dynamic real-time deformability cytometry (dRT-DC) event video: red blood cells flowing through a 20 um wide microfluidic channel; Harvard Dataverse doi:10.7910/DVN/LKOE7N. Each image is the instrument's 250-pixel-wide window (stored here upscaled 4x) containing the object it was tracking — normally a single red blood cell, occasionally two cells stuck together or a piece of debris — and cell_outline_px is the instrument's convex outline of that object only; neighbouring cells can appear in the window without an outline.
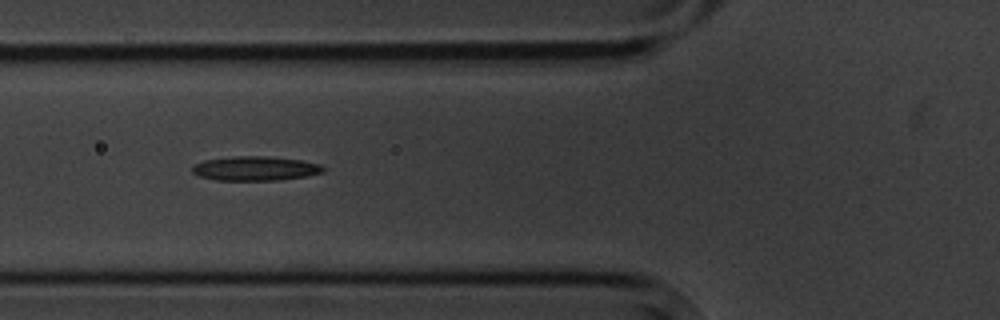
{"species": "common noctule bat (a hibernating species)", "species_latin": "Nyctalus noctula", "temperature_condition": "cold", "stored_images_in_passage": 9, "camera_frame_rate_fps": 3000, "um_per_image_px": 0.085, "animal": {"sex": "male", "body_mass_g": 20.1, "forearm_length_mm": 53.5}, "frame": {"image": 1, "passage_image": 6, "time_ms": 6.0, "image_size_px": [1000, 320], "cell_outline_px": [[324, 172], [304, 176], [280, 180], [216, 180], [200, 176], [192, 172], [192, 168], [196, 164], [204, 160], [232, 156], [268, 156], [300, 160], [320, 164], [324, 168]], "centroid_in_image_um": [21.69, 14.31], "position_along_channel_um": 104.1, "area_um2": 18.44}}
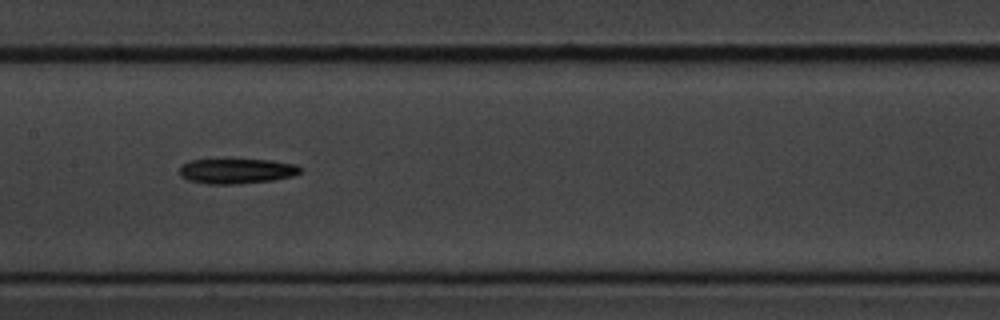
{"frame": {"image": 2, "passage_image": 8, "time_ms": 8.333, "image_size_px": [1000, 320], "cell_outline_px": [[304, 168], [300, 172], [292, 176], [272, 180], [236, 184], [208, 184], [188, 180], [180, 176], [180, 168], [184, 164], [192, 160], [272, 160], [296, 164]], "centroid_in_image_um": [20.15, 14.54], "position_along_channel_um": 187.2, "area_um2": 17.51}}
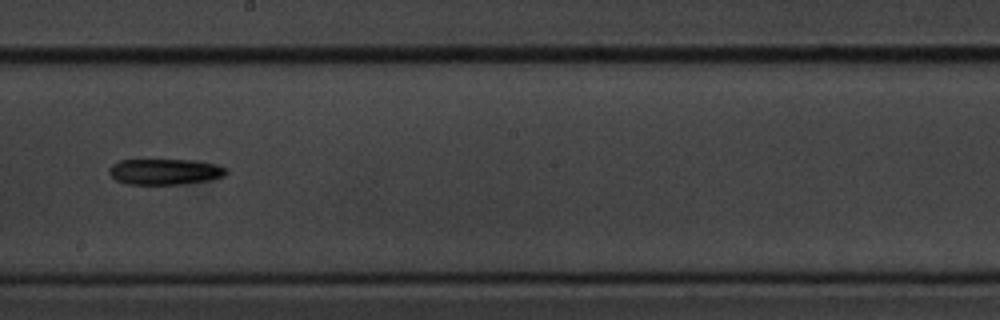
{"frame": {"image": 3, "passage_image": 9, "time_ms": 9.667, "image_size_px": [1000, 320], "cell_outline_px": [[228, 172], [224, 176], [212, 180], [184, 184], [128, 184], [116, 180], [108, 172], [108, 168], [112, 164], [120, 160], [192, 160], [216, 164], [228, 168]], "centroid_in_image_um": [14.05, 14.59], "position_along_channel_um": 234.2, "area_um2": 17.8}}